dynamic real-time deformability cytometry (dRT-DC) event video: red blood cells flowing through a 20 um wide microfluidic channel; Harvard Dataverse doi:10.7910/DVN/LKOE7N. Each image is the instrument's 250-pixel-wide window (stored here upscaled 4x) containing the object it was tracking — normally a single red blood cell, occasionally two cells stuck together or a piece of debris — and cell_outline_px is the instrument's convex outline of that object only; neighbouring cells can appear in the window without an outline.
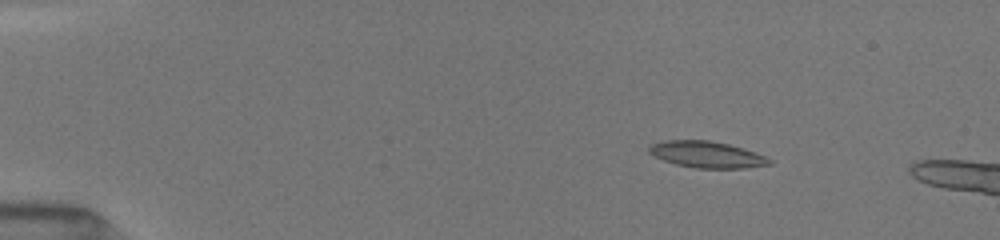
{"species": "common noctule bat (a hibernating species)", "species_latin": "Nyctalus noctula", "temperature_condition": "room temperature", "stored_images_in_passage": 7, "camera_frame_rate_fps": 3000, "um_per_image_px": 0.085, "animal": {"sex": "female", "body_mass_g": 19.5, "forearm_length_mm": 54.1}, "frame": {"image": 1, "passage_image": 3, "time_ms": 0.667, "image_size_px": [1000, 240], "cell_outline_px": [[772, 164], [744, 168], [696, 168], [676, 164], [664, 160], [648, 152], [648, 148], [652, 144], [664, 140], [708, 140], [728, 144], [756, 152], [772, 160]], "centroid_in_image_um": [60.09, 13.13], "position_along_channel_um": 24.9, "area_um2": 18.38}}